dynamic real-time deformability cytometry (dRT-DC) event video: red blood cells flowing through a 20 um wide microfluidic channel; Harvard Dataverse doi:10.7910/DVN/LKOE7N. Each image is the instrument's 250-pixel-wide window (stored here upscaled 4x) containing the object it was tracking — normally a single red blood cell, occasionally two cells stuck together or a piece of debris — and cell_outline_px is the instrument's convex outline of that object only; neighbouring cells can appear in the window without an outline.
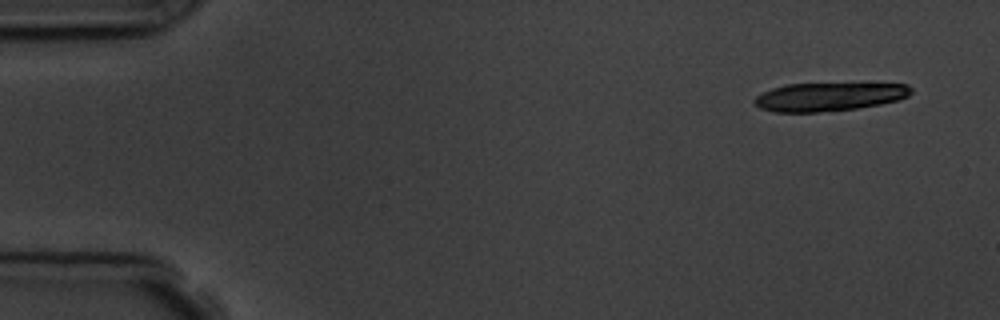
{"species": "common noctule bat (a hibernating species)", "species_latin": "Nyctalus noctula", "temperature_condition": "room temperature", "stored_images_in_passage": 4, "camera_frame_rate_fps": 3000, "um_per_image_px": 0.085, "animal": {"sex": "male", "body_mass_g": 19.5, "forearm_length_mm": 54.6}, "frame": {"image": 1, "passage_image": 1, "time_ms": 0.0, "image_size_px": [1000, 320], "cell_outline_px": [[912, 92], [908, 96], [896, 100], [880, 104], [856, 108], [816, 112], [776, 112], [760, 108], [752, 100], [756, 96], [772, 88], [784, 84], [908, 84], [912, 88]], "centroid_in_image_um": [70.44, 8.22], "position_along_channel_um": 14.6, "area_um2": 25.61}}